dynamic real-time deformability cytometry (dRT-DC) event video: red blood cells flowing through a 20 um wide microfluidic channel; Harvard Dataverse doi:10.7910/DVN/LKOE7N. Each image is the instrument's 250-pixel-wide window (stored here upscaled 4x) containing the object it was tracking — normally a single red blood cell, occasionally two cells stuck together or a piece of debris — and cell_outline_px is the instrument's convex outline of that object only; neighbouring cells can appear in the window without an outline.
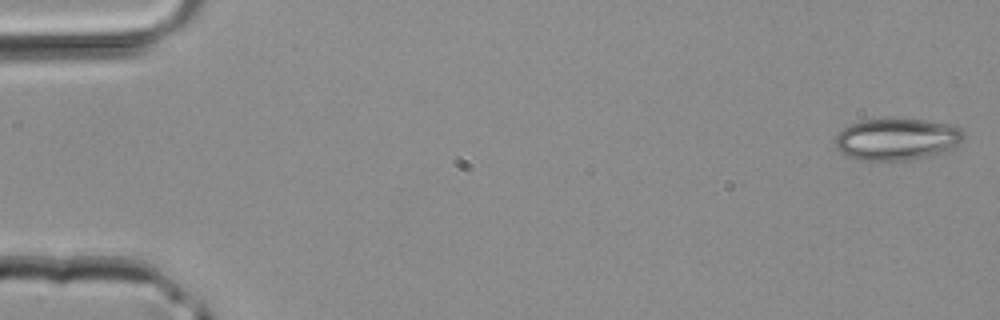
{"species": "common noctule bat (a hibernating species)", "species_latin": "Nyctalus noctula", "temperature_condition": "room temperature", "stored_images_in_passage": 43, "camera_frame_rate_fps": 3000, "um_per_image_px": 0.085, "animal": {"sex": "male", "body_mass_g": 20.4}, "frame": {"image": 1, "passage_image": 1, "time_ms": 0.0, "image_size_px": [1000, 320], "cell_outline_px": [[964, 136], [952, 148], [944, 152], [908, 160], [860, 160], [844, 156], [836, 148], [836, 136], [844, 128], [852, 124], [864, 120], [924, 120], [948, 124], [960, 128], [964, 132]], "centroid_in_image_um": [76.21, 11.85], "position_along_channel_um": 8.8, "area_um2": 30.75}}
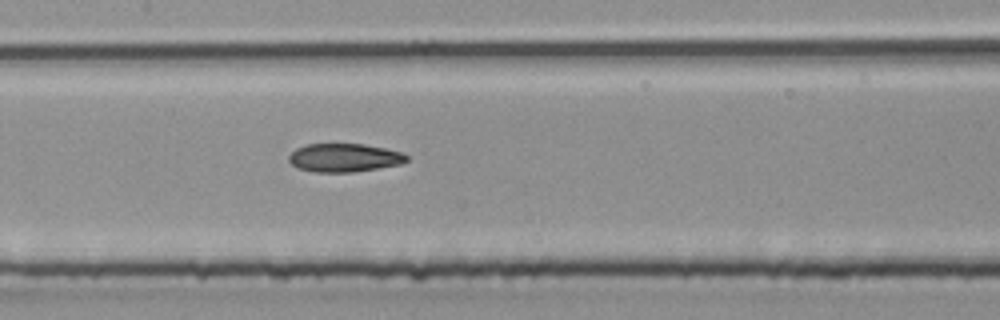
{"frame": {"image": 2, "passage_image": 21, "time_ms": 6.667, "image_size_px": [1000, 320], "cell_outline_px": [[408, 160], [400, 164], [352, 172], [312, 172], [296, 168], [288, 160], [288, 156], [296, 148], [308, 144], [364, 144], [404, 152], [408, 156]], "centroid_in_image_um": [29.24, 13.4], "position_along_channel_um": 178.2, "area_um2": 19.54}}
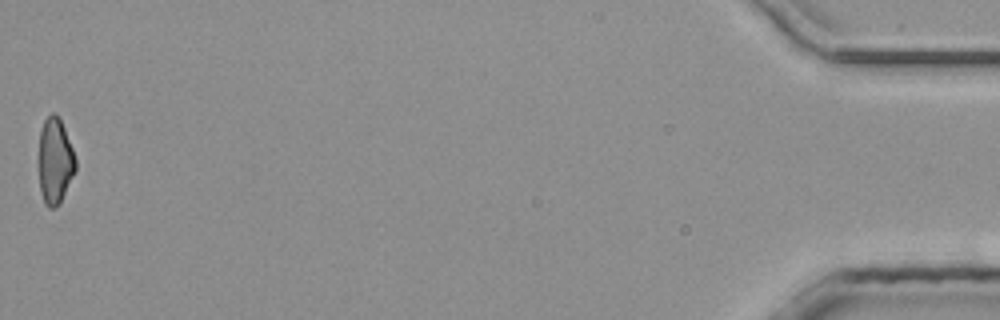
{"frame": {"image": 3, "passage_image": 43, "time_ms": 14.0, "image_size_px": [1000, 320], "cell_outline_px": [[76, 168], [56, 208], [48, 208], [44, 204], [40, 192], [36, 156], [40, 128], [44, 120], [52, 112], [56, 112], [64, 128], [72, 148], [76, 160]], "centroid_in_image_um": [4.6, 13.66], "position_along_channel_um": 430.6, "area_um2": 18.9}}